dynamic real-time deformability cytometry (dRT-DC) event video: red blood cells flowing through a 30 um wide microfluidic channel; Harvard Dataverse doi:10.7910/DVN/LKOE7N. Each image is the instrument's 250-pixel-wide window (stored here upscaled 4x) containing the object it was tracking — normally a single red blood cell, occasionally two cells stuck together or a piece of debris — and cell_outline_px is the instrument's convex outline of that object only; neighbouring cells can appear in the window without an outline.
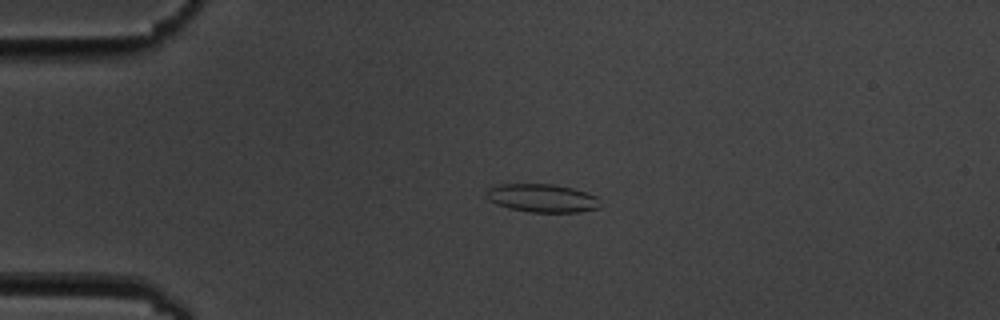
{"species": "common noctule bat (a hibernating species)", "species_latin": "Nyctalus noctula", "temperature_condition": "cold", "stored_images_in_passage": 2, "camera_frame_rate_fps": 3000, "um_per_image_px": 0.085, "animal": {"sex": "male", "body_mass_g": 19.5, "forearm_length_mm": 54.6}, "frame": {"image": 1, "passage_image": 1, "time_ms": 0.0, "image_size_px": [1000, 320], "cell_outline_px": [[604, 204], [600, 208], [580, 212], [528, 212], [508, 208], [496, 204], [488, 200], [484, 192], [488, 188], [500, 184], [552, 184], [572, 188], [596, 196]], "centroid_in_image_um": [46.09, 16.85], "position_along_channel_um": 38.9, "area_um2": 19.02}}